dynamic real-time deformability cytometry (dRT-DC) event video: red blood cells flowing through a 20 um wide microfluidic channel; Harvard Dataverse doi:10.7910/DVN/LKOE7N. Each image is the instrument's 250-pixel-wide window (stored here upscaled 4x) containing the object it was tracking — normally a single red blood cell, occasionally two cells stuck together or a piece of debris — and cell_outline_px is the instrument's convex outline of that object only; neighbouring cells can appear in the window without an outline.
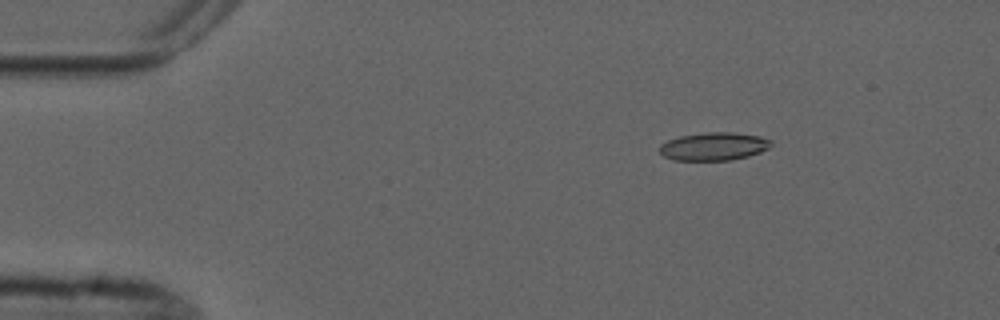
{"species": "common noctule bat (a hibernating species)", "species_latin": "Nyctalus noctula", "temperature_condition": "cold", "stored_images_in_passage": 5, "camera_frame_rate_fps": 3000, "um_per_image_px": 0.085, "animal": {"sex": "male", "forearm_length_mm": 52.5}, "frame": {"image": 1, "passage_image": 2, "time_ms": 1.333, "image_size_px": [1000, 320], "cell_outline_px": [[772, 144], [768, 148], [760, 152], [748, 156], [732, 160], [672, 160], [664, 156], [660, 152], [660, 144], [668, 140], [680, 136], [704, 132], [736, 132], [760, 136], [772, 140]], "centroid_in_image_um": [60.69, 12.43], "position_along_channel_um": 24.3, "area_um2": 18.32}}
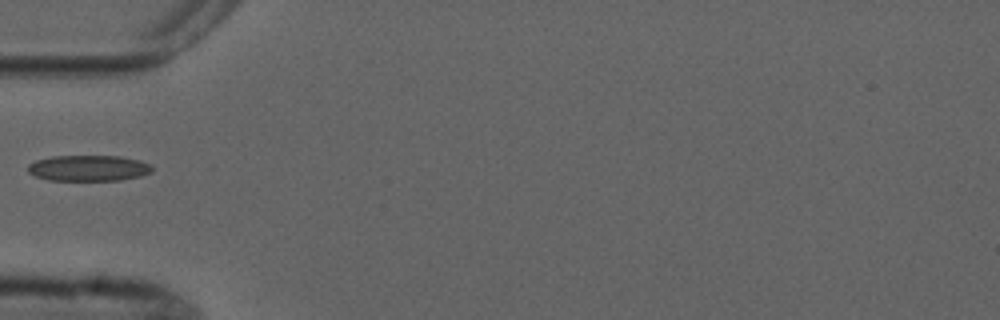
{"frame": {"image": 2, "passage_image": 5, "time_ms": 4.667, "image_size_px": [1000, 320], "cell_outline_px": [[152, 172], [140, 176], [120, 180], [48, 180], [36, 176], [28, 172], [28, 164], [36, 160], [52, 156], [120, 156], [140, 160], [152, 164]], "centroid_in_image_um": [7.54, 14.28], "position_along_channel_um": 77.5, "area_um2": 18.79}}